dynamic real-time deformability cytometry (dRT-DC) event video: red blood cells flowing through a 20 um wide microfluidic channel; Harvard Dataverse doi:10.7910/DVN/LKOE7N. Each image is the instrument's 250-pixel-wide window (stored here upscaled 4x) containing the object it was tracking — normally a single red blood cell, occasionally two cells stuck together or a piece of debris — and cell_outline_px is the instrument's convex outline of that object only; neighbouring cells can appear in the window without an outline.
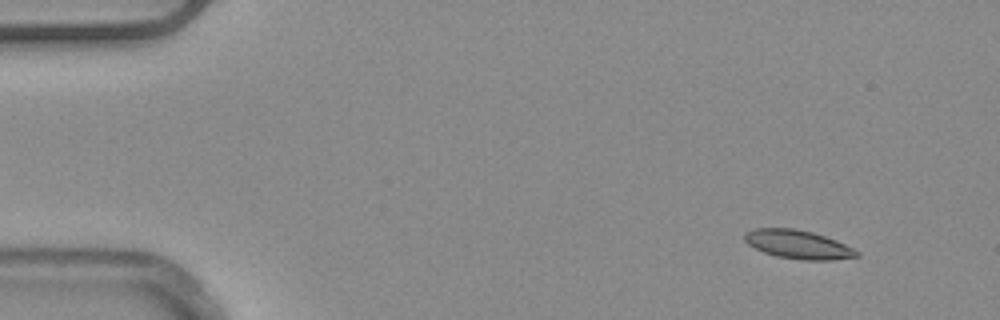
{"species": "common noctule bat (a hibernating species)", "species_latin": "Nyctalus noctula", "temperature_condition": "warm", "stored_images_in_passage": 52, "camera_frame_rate_fps": 3000, "um_per_image_px": 0.085, "animal": {"sex": "male", "body_mass_g": 20.4}, "frame": {"image": 1, "passage_image": 4, "time_ms": 1.0, "image_size_px": [1000, 320], "cell_outline_px": [[860, 256], [832, 260], [804, 260], [776, 256], [764, 252], [748, 244], [744, 240], [744, 232], [752, 228], [796, 228], [812, 232], [836, 240], [860, 252]], "centroid_in_image_um": [67.82, 20.77], "position_along_channel_um": 17.2, "area_um2": 18.73}}
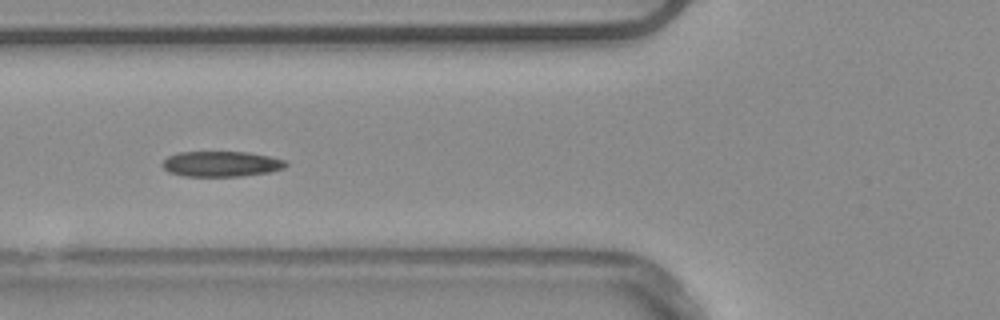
{"frame": {"image": 2, "passage_image": 19, "time_ms": 6.0, "image_size_px": [1000, 320], "cell_outline_px": [[288, 164], [284, 168], [268, 172], [240, 176], [184, 176], [168, 172], [160, 164], [168, 156], [176, 152], [248, 152], [288, 160]], "centroid_in_image_um": [18.79, 13.93], "position_along_channel_um": 107.0, "area_um2": 18.38}}
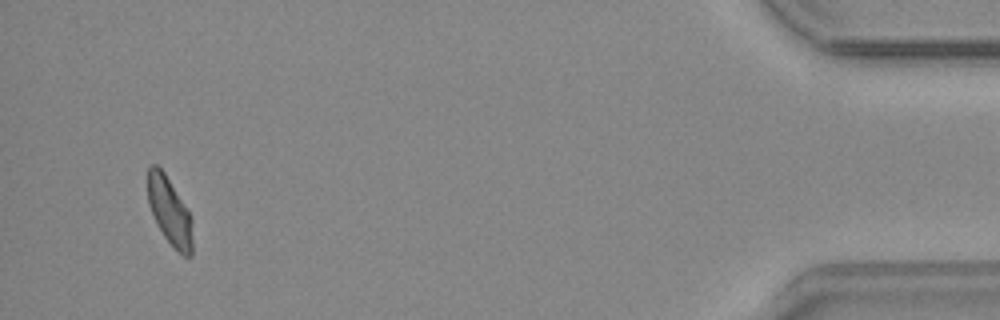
{"frame": {"image": 3, "passage_image": 49, "time_ms": 16.0, "image_size_px": [1000, 320], "cell_outline_px": [[192, 256], [184, 256], [164, 236], [156, 224], [148, 204], [148, 168], [152, 164], [156, 164], [164, 172], [188, 212], [192, 220]], "centroid_in_image_um": [14.4, 17.95], "position_along_channel_um": 420.8, "area_um2": 17.22}, "authors_computed_cell_mechanics": {"area_um2": 18.4382, "velocity_mm_per_s": 3.9012, "shape_relaxation_time_tau1_ms": 6.7456, "shape_relaxation_time_tau2_ms": 2.7532, "deformation_change_tau1": 0.1441, "deformation_change_tau2": 0.0729}}